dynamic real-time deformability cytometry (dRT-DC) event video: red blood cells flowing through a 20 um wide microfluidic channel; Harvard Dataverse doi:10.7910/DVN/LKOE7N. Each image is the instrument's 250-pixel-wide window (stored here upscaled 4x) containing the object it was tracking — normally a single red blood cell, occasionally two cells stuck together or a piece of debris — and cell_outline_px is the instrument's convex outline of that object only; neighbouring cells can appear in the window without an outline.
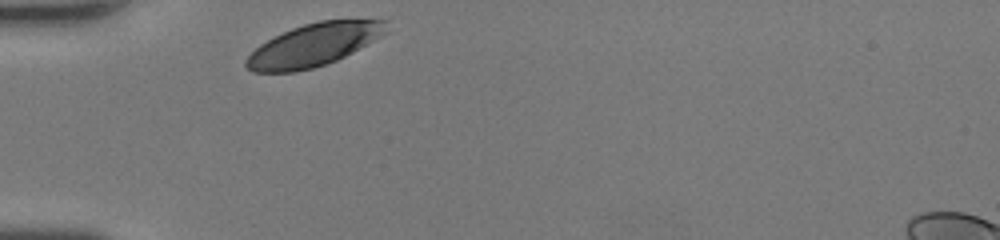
{"species": "human", "species_latin": "Homo sapiens", "temperature_condition": "room temperature", "stored_images_in_passage": 25, "camera_frame_rate_fps": 3000, "um_per_image_px": 0.085, "donor": {"sex": "female"}, "frame": {"image": 1, "passage_image": 1, "time_ms": 0.0, "image_size_px": [1000, 240], "cell_outline_px": [[388, 32], [352, 52], [336, 60], [312, 68], [292, 72], [252, 72], [244, 64], [244, 60], [260, 44], [292, 28], [304, 24], [320, 20], [388, 20]], "centroid_in_image_um": [26.67, 3.81], "position_along_channel_um": 58.3, "area_um2": 34.39}}
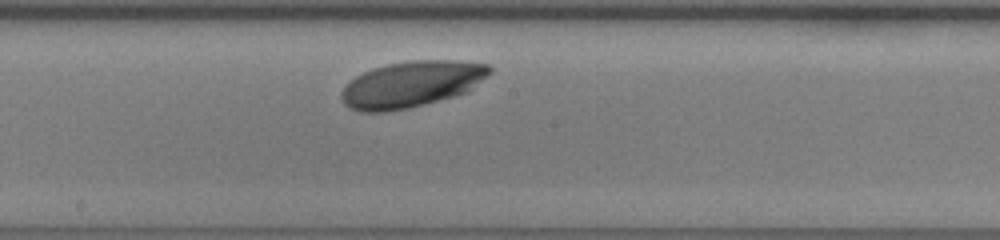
{"frame": {"image": 2, "passage_image": 13, "time_ms": 4.0, "image_size_px": [1000, 240], "cell_outline_px": [[492, 72], [488, 76], [468, 92], [424, 104], [408, 108], [384, 112], [360, 112], [344, 104], [340, 96], [340, 92], [356, 76], [372, 68], [388, 64], [412, 60], [456, 60], [488, 64], [492, 68]], "centroid_in_image_um": [35.01, 7.15], "position_along_channel_um": 213.2, "area_um2": 39.82}}
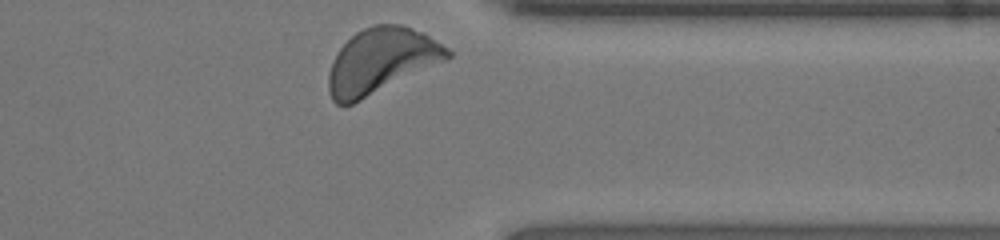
{"frame": {"image": 3, "passage_image": 25, "time_ms": 8.0, "image_size_px": [1000, 240], "cell_outline_px": [[452, 56], [448, 60], [352, 104], [336, 104], [332, 100], [328, 92], [328, 72], [332, 60], [340, 48], [356, 32], [372, 24], [400, 24], [412, 28], [428, 36], [448, 48], [452, 52]], "centroid_in_image_um": [32.39, 5.18], "position_along_channel_um": 379.0, "area_um2": 45.08}, "authors_computed_cell_mechanics": {"area_um2": 39.9976, "velocity_mm_per_s": 4.1768, "shape_relaxation_time_tau1_ms": 1.1142, "shape_relaxation_time_tau2_ms": null, "deformation_change_tau1": 0.0478, "deformation_change_tau2": null}}